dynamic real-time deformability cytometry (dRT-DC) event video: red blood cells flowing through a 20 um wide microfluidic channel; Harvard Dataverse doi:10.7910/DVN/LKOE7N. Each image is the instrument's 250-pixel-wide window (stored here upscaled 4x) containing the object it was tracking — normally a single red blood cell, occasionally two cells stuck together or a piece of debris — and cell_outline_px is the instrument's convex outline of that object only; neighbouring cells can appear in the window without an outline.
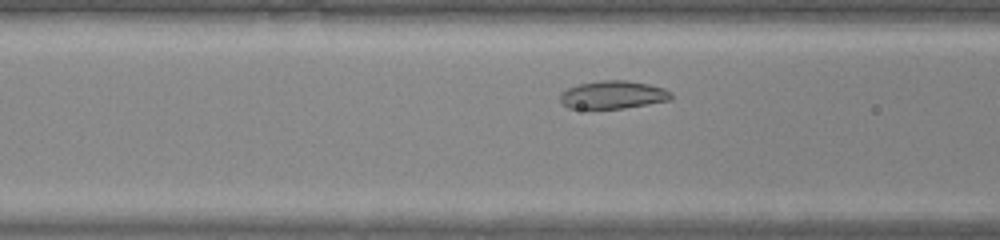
{"species": "common noctule bat (a hibernating species)", "species_latin": "Nyctalus noctula", "temperature_condition": "warm", "stored_images_in_passage": 31, "camera_frame_rate_fps": 3000, "um_per_image_px": 0.085, "animal": {"sex": "male", "body_mass_g": 20.0, "forearm_length_mm": 53.3}, "frame": {"image": 1, "passage_image": 9, "time_ms": 2.667, "image_size_px": [1000, 240], "cell_outline_px": [[672, 100], [624, 108], [568, 108], [560, 100], [560, 92], [568, 88], [580, 84], [600, 80], [624, 80], [648, 84], [664, 88], [672, 92]], "centroid_in_image_um": [52.13, 8.05], "position_along_channel_um": 114.5, "area_um2": 18.03}}
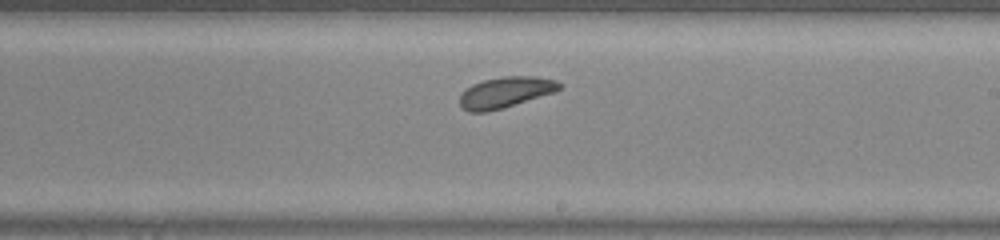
{"frame": {"image": 2, "passage_image": 18, "time_ms": 5.667, "image_size_px": [1000, 240], "cell_outline_px": [[564, 84], [560, 88], [552, 92], [488, 112], [468, 112], [460, 108], [460, 96], [472, 84], [484, 80], [504, 76], [532, 76], [556, 80]], "centroid_in_image_um": [42.93, 7.84], "position_along_channel_um": 246.1, "area_um2": 17.57}}
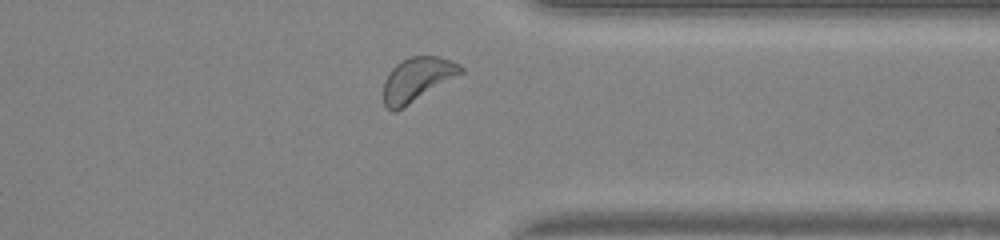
{"frame": {"image": 3, "passage_image": 27, "time_ms": 8.667, "image_size_px": [1000, 240], "cell_outline_px": [[464, 72], [396, 112], [392, 112], [384, 104], [384, 80], [392, 68], [400, 60], [412, 56], [440, 56], [452, 60], [460, 64], [464, 68]], "centroid_in_image_um": [35.47, 6.73], "position_along_channel_um": 375.9, "area_um2": 19.83}}